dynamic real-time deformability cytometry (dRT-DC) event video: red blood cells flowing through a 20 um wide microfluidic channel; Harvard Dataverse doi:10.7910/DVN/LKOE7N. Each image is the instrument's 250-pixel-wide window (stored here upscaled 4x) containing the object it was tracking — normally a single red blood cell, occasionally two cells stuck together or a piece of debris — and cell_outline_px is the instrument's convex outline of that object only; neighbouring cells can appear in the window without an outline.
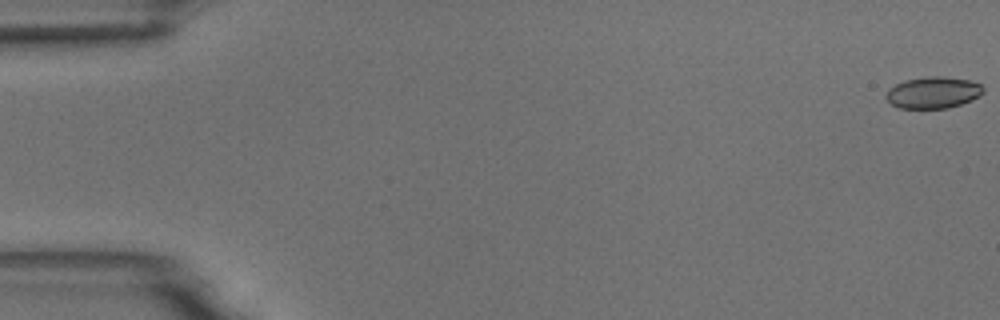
{"species": "common noctule bat (a hibernating species)", "species_latin": "Nyctalus noctula", "temperature_condition": "room temperature", "stored_images_in_passage": 8, "camera_frame_rate_fps": 3000, "um_per_image_px": 0.085, "animal": {"sex": "male", "body_mass_g": 18.8}, "frame": {"image": 1, "passage_image": 1, "time_ms": 0.0, "image_size_px": [1000, 320], "cell_outline_px": [[984, 92], [980, 96], [972, 100], [948, 108], [900, 108], [892, 104], [884, 96], [888, 88], [904, 80], [928, 76], [940, 76], [968, 80], [980, 84], [984, 88]], "centroid_in_image_um": [79.31, 7.86], "position_along_channel_um": 5.7, "area_um2": 17.92}}
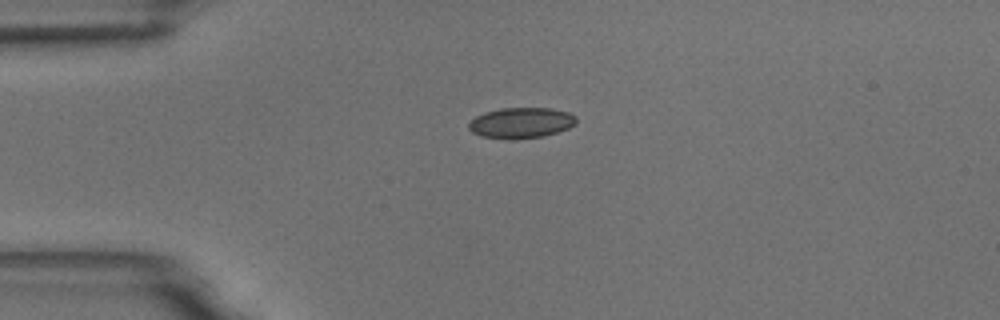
{"frame": {"image": 2, "passage_image": 5, "time_ms": 4.333, "image_size_px": [1000, 320], "cell_outline_px": [[576, 124], [568, 128], [544, 136], [512, 140], [480, 136], [472, 132], [468, 128], [468, 124], [476, 116], [484, 112], [500, 108], [552, 108], [568, 112], [576, 116]], "centroid_in_image_um": [44.28, 10.44], "position_along_channel_um": 40.7, "area_um2": 19.36}}